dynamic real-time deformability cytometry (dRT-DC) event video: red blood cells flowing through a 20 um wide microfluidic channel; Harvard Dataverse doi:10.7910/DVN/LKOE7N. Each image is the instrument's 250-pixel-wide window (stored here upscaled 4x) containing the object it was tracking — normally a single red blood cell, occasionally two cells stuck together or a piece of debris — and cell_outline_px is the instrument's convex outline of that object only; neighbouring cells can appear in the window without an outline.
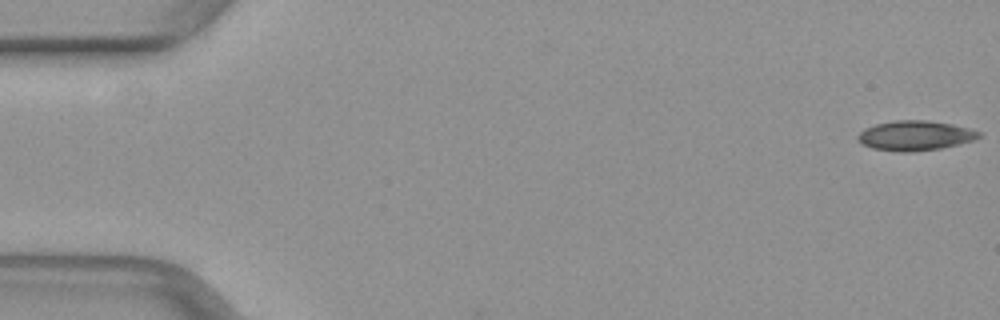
{"species": "common noctule bat (a hibernating species)", "species_latin": "Nyctalus noctula", "temperature_condition": "warm", "stored_images_in_passage": 10, "camera_frame_rate_fps": 3000, "um_per_image_px": 0.085, "animal": {"sex": "female", "body_mass_g": 29.2, "forearm_length_mm": 56.3}, "frame": {"image": 1, "passage_image": 1, "time_ms": 0.0, "image_size_px": [1000, 320], "cell_outline_px": [[980, 136], [976, 140], [960, 144], [940, 148], [912, 152], [896, 152], [872, 148], [860, 144], [856, 140], [856, 136], [864, 128], [876, 124], [896, 120], [924, 120], [952, 124], [968, 128], [980, 132]], "centroid_in_image_um": [77.74, 11.53], "position_along_channel_um": 7.3, "area_um2": 21.21}}